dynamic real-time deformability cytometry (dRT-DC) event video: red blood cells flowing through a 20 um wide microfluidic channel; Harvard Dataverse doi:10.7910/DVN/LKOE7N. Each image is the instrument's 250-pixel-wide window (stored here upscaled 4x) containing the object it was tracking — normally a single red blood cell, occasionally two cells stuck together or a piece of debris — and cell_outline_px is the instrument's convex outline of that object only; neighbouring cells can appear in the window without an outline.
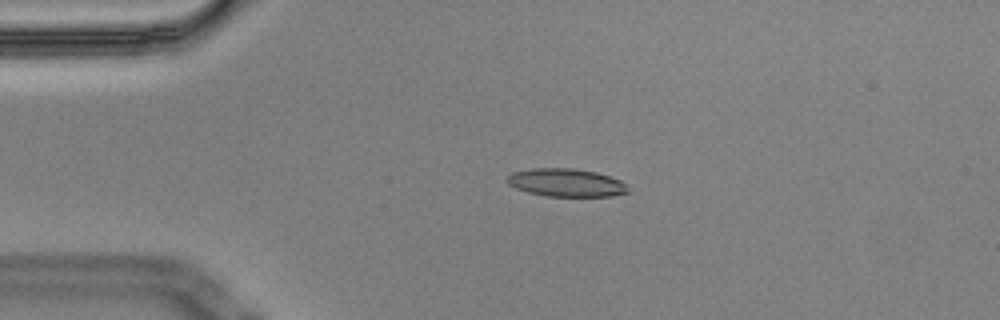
{"species": "Egyptian fruit bat (a non-hibernating species)", "species_latin": "Rousettus aegyptiacus", "temperature_condition": "cold", "stored_images_in_passage": 4, "camera_frame_rate_fps": 3000, "um_per_image_px": 0.085, "animal": {"sex": "male"}, "frame": {"image": 1, "passage_image": 3, "time_ms": 0.667, "image_size_px": [1000, 320], "cell_outline_px": [[628, 192], [612, 196], [548, 196], [528, 192], [516, 188], [508, 184], [504, 180], [512, 172], [532, 168], [572, 168], [596, 172], [620, 180], [628, 188]], "centroid_in_image_um": [48.08, 15.52], "position_along_channel_um": 36.9, "area_um2": 19.65}}